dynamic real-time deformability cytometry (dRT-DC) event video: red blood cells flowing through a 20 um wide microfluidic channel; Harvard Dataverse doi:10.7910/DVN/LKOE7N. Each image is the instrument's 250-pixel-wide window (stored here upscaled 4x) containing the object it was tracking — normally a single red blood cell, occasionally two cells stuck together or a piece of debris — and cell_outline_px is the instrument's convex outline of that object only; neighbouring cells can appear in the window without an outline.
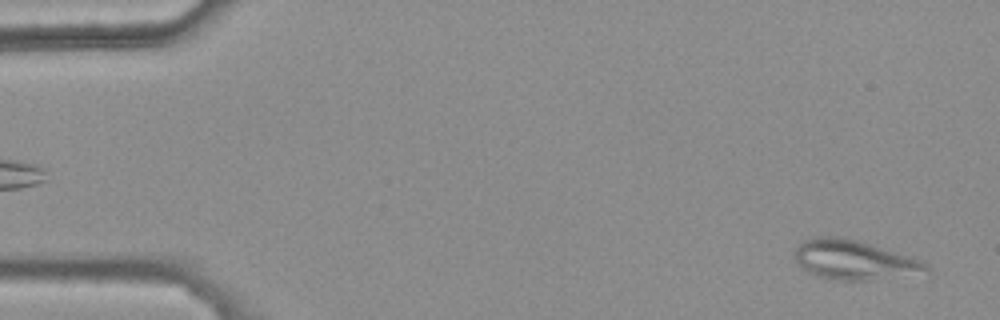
{"species": "common noctule bat (a hibernating species)", "species_latin": "Nyctalus noctula", "temperature_condition": "warm", "stored_images_in_passage": 45, "camera_frame_rate_fps": 3000, "um_per_image_px": 0.085, "animal": {"sex": "female", "body_mass_g": 25.1}, "frame": {"image": 1, "passage_image": 2, "time_ms": 0.333, "image_size_px": [1000, 320], "cell_outline_px": [[932, 268], [868, 280], [840, 280], [820, 276], [808, 272], [800, 268], [792, 256], [800, 240], [812, 236], [840, 236], [856, 240], [924, 260]], "centroid_in_image_um": [72.43, 22.04], "position_along_channel_um": 12.6, "area_um2": 29.71}}
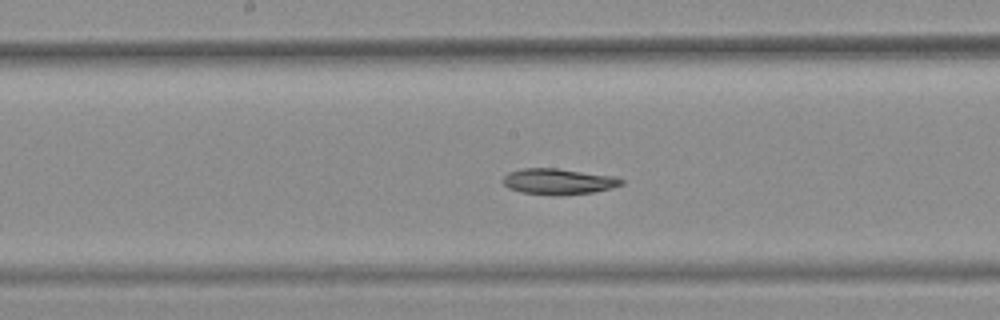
{"frame": {"image": 2, "passage_image": 27, "time_ms": 8.667, "image_size_px": [1000, 320], "cell_outline_px": [[624, 184], [612, 188], [592, 192], [564, 196], [556, 196], [520, 192], [508, 188], [500, 180], [508, 172], [524, 168], [556, 168], [616, 176], [624, 180]], "centroid_in_image_um": [47.46, 15.43], "position_along_channel_um": 200.7, "area_um2": 18.21}}
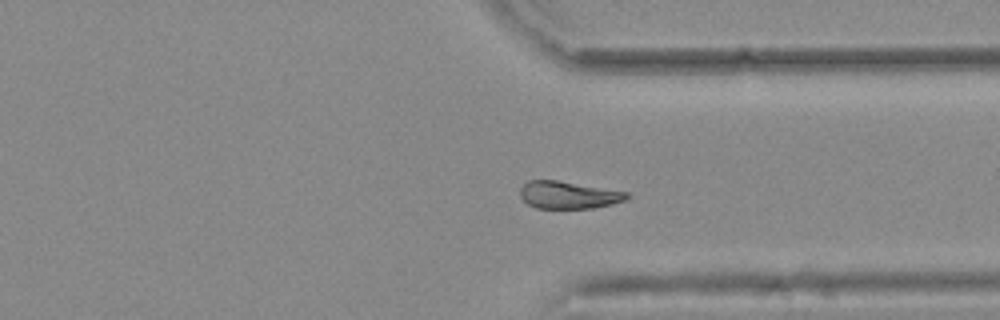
{"frame": {"image": 3, "passage_image": 40, "time_ms": 13.0, "image_size_px": [1000, 320], "cell_outline_px": [[628, 196], [624, 200], [612, 204], [592, 208], [536, 208], [528, 204], [520, 196], [520, 188], [528, 180], [556, 180], [628, 192]], "centroid_in_image_um": [48.28, 16.57], "position_along_channel_um": 363.1, "area_um2": 16.82}}